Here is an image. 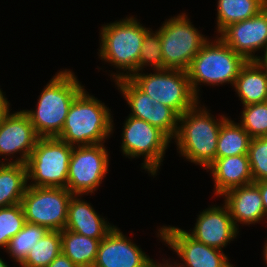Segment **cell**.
<instances>
[{
    "instance_id": "9c48e42d",
    "label": "cell",
    "mask_w": 267,
    "mask_h": 267,
    "mask_svg": "<svg viewBox=\"0 0 267 267\" xmlns=\"http://www.w3.org/2000/svg\"><path fill=\"white\" fill-rule=\"evenodd\" d=\"M123 127V155L128 158L143 156L141 168L155 176L164 160L165 150L172 140L159 128L132 116L126 118Z\"/></svg>"
},
{
    "instance_id": "e0dca14e",
    "label": "cell",
    "mask_w": 267,
    "mask_h": 267,
    "mask_svg": "<svg viewBox=\"0 0 267 267\" xmlns=\"http://www.w3.org/2000/svg\"><path fill=\"white\" fill-rule=\"evenodd\" d=\"M222 196L237 229L238 223L250 225L264 219L262 196L254 183L231 189Z\"/></svg>"
},
{
    "instance_id": "ba28073f",
    "label": "cell",
    "mask_w": 267,
    "mask_h": 267,
    "mask_svg": "<svg viewBox=\"0 0 267 267\" xmlns=\"http://www.w3.org/2000/svg\"><path fill=\"white\" fill-rule=\"evenodd\" d=\"M164 69L187 70L208 41L185 13L166 19L159 29ZM204 36V37H203Z\"/></svg>"
},
{
    "instance_id": "ac0fdd59",
    "label": "cell",
    "mask_w": 267,
    "mask_h": 267,
    "mask_svg": "<svg viewBox=\"0 0 267 267\" xmlns=\"http://www.w3.org/2000/svg\"><path fill=\"white\" fill-rule=\"evenodd\" d=\"M205 170L212 174L217 196L254 182L248 154L216 158Z\"/></svg>"
},
{
    "instance_id": "9a60e30c",
    "label": "cell",
    "mask_w": 267,
    "mask_h": 267,
    "mask_svg": "<svg viewBox=\"0 0 267 267\" xmlns=\"http://www.w3.org/2000/svg\"><path fill=\"white\" fill-rule=\"evenodd\" d=\"M131 241L115 226L100 241L93 267H150L153 259Z\"/></svg>"
},
{
    "instance_id": "277c9868",
    "label": "cell",
    "mask_w": 267,
    "mask_h": 267,
    "mask_svg": "<svg viewBox=\"0 0 267 267\" xmlns=\"http://www.w3.org/2000/svg\"><path fill=\"white\" fill-rule=\"evenodd\" d=\"M149 29L131 16L102 25L99 58L126 72L112 73L114 82L122 78H130L138 72L141 47Z\"/></svg>"
},
{
    "instance_id": "74e56055",
    "label": "cell",
    "mask_w": 267,
    "mask_h": 267,
    "mask_svg": "<svg viewBox=\"0 0 267 267\" xmlns=\"http://www.w3.org/2000/svg\"><path fill=\"white\" fill-rule=\"evenodd\" d=\"M265 245H264V250H263V254H264V263H266V265H267V241H266V243H264Z\"/></svg>"
},
{
    "instance_id": "f1b7e54d",
    "label": "cell",
    "mask_w": 267,
    "mask_h": 267,
    "mask_svg": "<svg viewBox=\"0 0 267 267\" xmlns=\"http://www.w3.org/2000/svg\"><path fill=\"white\" fill-rule=\"evenodd\" d=\"M26 224L20 203L0 208V247L6 249L9 241Z\"/></svg>"
},
{
    "instance_id": "7a4b0ae2",
    "label": "cell",
    "mask_w": 267,
    "mask_h": 267,
    "mask_svg": "<svg viewBox=\"0 0 267 267\" xmlns=\"http://www.w3.org/2000/svg\"><path fill=\"white\" fill-rule=\"evenodd\" d=\"M198 104L179 116L174 139L181 156L206 169L216 159L220 127L228 117L214 119L205 106Z\"/></svg>"
},
{
    "instance_id": "4fadbf2b",
    "label": "cell",
    "mask_w": 267,
    "mask_h": 267,
    "mask_svg": "<svg viewBox=\"0 0 267 267\" xmlns=\"http://www.w3.org/2000/svg\"><path fill=\"white\" fill-rule=\"evenodd\" d=\"M220 39L246 61H260L259 49L267 51V6L257 15L228 25L220 33Z\"/></svg>"
},
{
    "instance_id": "7c38bea8",
    "label": "cell",
    "mask_w": 267,
    "mask_h": 267,
    "mask_svg": "<svg viewBox=\"0 0 267 267\" xmlns=\"http://www.w3.org/2000/svg\"><path fill=\"white\" fill-rule=\"evenodd\" d=\"M158 237L179 256L183 267H234L223 250L215 249L191 237L186 230L163 226Z\"/></svg>"
},
{
    "instance_id": "ffe728a7",
    "label": "cell",
    "mask_w": 267,
    "mask_h": 267,
    "mask_svg": "<svg viewBox=\"0 0 267 267\" xmlns=\"http://www.w3.org/2000/svg\"><path fill=\"white\" fill-rule=\"evenodd\" d=\"M243 106L267 102V69L260 61H247L234 83Z\"/></svg>"
},
{
    "instance_id": "3957f363",
    "label": "cell",
    "mask_w": 267,
    "mask_h": 267,
    "mask_svg": "<svg viewBox=\"0 0 267 267\" xmlns=\"http://www.w3.org/2000/svg\"><path fill=\"white\" fill-rule=\"evenodd\" d=\"M112 118L109 107L83 89L72 102L56 138L72 146L104 143L113 132Z\"/></svg>"
},
{
    "instance_id": "5bb4252c",
    "label": "cell",
    "mask_w": 267,
    "mask_h": 267,
    "mask_svg": "<svg viewBox=\"0 0 267 267\" xmlns=\"http://www.w3.org/2000/svg\"><path fill=\"white\" fill-rule=\"evenodd\" d=\"M40 137L37 135L29 117L23 111L9 113L0 125V156H13L18 152L20 157L15 160L6 157L0 163H18L26 165L27 160ZM9 160V162H8Z\"/></svg>"
},
{
    "instance_id": "f546056e",
    "label": "cell",
    "mask_w": 267,
    "mask_h": 267,
    "mask_svg": "<svg viewBox=\"0 0 267 267\" xmlns=\"http://www.w3.org/2000/svg\"><path fill=\"white\" fill-rule=\"evenodd\" d=\"M145 66H151L153 70L164 69L159 30L154 32L150 28L144 36L138 61V72Z\"/></svg>"
},
{
    "instance_id": "4316f807",
    "label": "cell",
    "mask_w": 267,
    "mask_h": 267,
    "mask_svg": "<svg viewBox=\"0 0 267 267\" xmlns=\"http://www.w3.org/2000/svg\"><path fill=\"white\" fill-rule=\"evenodd\" d=\"M45 227L26 222L24 227L10 239L6 253L8 252L15 262L20 264L36 243L48 232Z\"/></svg>"
},
{
    "instance_id": "f35d334b",
    "label": "cell",
    "mask_w": 267,
    "mask_h": 267,
    "mask_svg": "<svg viewBox=\"0 0 267 267\" xmlns=\"http://www.w3.org/2000/svg\"><path fill=\"white\" fill-rule=\"evenodd\" d=\"M0 267H8L7 263H5L0 257Z\"/></svg>"
},
{
    "instance_id": "836d02e7",
    "label": "cell",
    "mask_w": 267,
    "mask_h": 267,
    "mask_svg": "<svg viewBox=\"0 0 267 267\" xmlns=\"http://www.w3.org/2000/svg\"><path fill=\"white\" fill-rule=\"evenodd\" d=\"M9 106V101H7V98H5L3 92L0 89V125L10 112Z\"/></svg>"
},
{
    "instance_id": "7402d4cb",
    "label": "cell",
    "mask_w": 267,
    "mask_h": 267,
    "mask_svg": "<svg viewBox=\"0 0 267 267\" xmlns=\"http://www.w3.org/2000/svg\"><path fill=\"white\" fill-rule=\"evenodd\" d=\"M100 240L64 229L61 231V250L77 267H93Z\"/></svg>"
},
{
    "instance_id": "d590c367",
    "label": "cell",
    "mask_w": 267,
    "mask_h": 267,
    "mask_svg": "<svg viewBox=\"0 0 267 267\" xmlns=\"http://www.w3.org/2000/svg\"><path fill=\"white\" fill-rule=\"evenodd\" d=\"M173 264L170 263V261L168 262V260H165L163 263H158L152 260L150 267H183L180 263H177L175 261Z\"/></svg>"
},
{
    "instance_id": "44dd1931",
    "label": "cell",
    "mask_w": 267,
    "mask_h": 267,
    "mask_svg": "<svg viewBox=\"0 0 267 267\" xmlns=\"http://www.w3.org/2000/svg\"><path fill=\"white\" fill-rule=\"evenodd\" d=\"M27 183L26 165L0 163V208L21 203Z\"/></svg>"
},
{
    "instance_id": "2e32d148",
    "label": "cell",
    "mask_w": 267,
    "mask_h": 267,
    "mask_svg": "<svg viewBox=\"0 0 267 267\" xmlns=\"http://www.w3.org/2000/svg\"><path fill=\"white\" fill-rule=\"evenodd\" d=\"M195 227L187 232L195 240L215 249L222 250L239 233L226 205L210 206L196 219Z\"/></svg>"
},
{
    "instance_id": "83f0119b",
    "label": "cell",
    "mask_w": 267,
    "mask_h": 267,
    "mask_svg": "<svg viewBox=\"0 0 267 267\" xmlns=\"http://www.w3.org/2000/svg\"><path fill=\"white\" fill-rule=\"evenodd\" d=\"M240 125L251 138L267 137V102L243 106Z\"/></svg>"
},
{
    "instance_id": "8fae6325",
    "label": "cell",
    "mask_w": 267,
    "mask_h": 267,
    "mask_svg": "<svg viewBox=\"0 0 267 267\" xmlns=\"http://www.w3.org/2000/svg\"><path fill=\"white\" fill-rule=\"evenodd\" d=\"M103 144L73 146L66 187L72 194L91 195L106 177L109 154Z\"/></svg>"
},
{
    "instance_id": "cb8c5ba5",
    "label": "cell",
    "mask_w": 267,
    "mask_h": 267,
    "mask_svg": "<svg viewBox=\"0 0 267 267\" xmlns=\"http://www.w3.org/2000/svg\"><path fill=\"white\" fill-rule=\"evenodd\" d=\"M251 137L239 123L227 118L220 127L216 158L248 154Z\"/></svg>"
},
{
    "instance_id": "484cf974",
    "label": "cell",
    "mask_w": 267,
    "mask_h": 267,
    "mask_svg": "<svg viewBox=\"0 0 267 267\" xmlns=\"http://www.w3.org/2000/svg\"><path fill=\"white\" fill-rule=\"evenodd\" d=\"M118 89L131 108L132 116L150 124L151 108H154L155 100L145 94L130 78H122L115 81Z\"/></svg>"
},
{
    "instance_id": "8992f818",
    "label": "cell",
    "mask_w": 267,
    "mask_h": 267,
    "mask_svg": "<svg viewBox=\"0 0 267 267\" xmlns=\"http://www.w3.org/2000/svg\"><path fill=\"white\" fill-rule=\"evenodd\" d=\"M152 74L134 73L130 79L155 102L172 108L179 116L199 102L187 72L179 69H156Z\"/></svg>"
},
{
    "instance_id": "52a82bcc",
    "label": "cell",
    "mask_w": 267,
    "mask_h": 267,
    "mask_svg": "<svg viewBox=\"0 0 267 267\" xmlns=\"http://www.w3.org/2000/svg\"><path fill=\"white\" fill-rule=\"evenodd\" d=\"M72 149L56 137L39 138L26 163L28 186L66 188Z\"/></svg>"
},
{
    "instance_id": "d6986e66",
    "label": "cell",
    "mask_w": 267,
    "mask_h": 267,
    "mask_svg": "<svg viewBox=\"0 0 267 267\" xmlns=\"http://www.w3.org/2000/svg\"><path fill=\"white\" fill-rule=\"evenodd\" d=\"M78 197L82 195L73 194L70 198L65 229L101 241L115 226L105 221L87 201Z\"/></svg>"
},
{
    "instance_id": "1f68e13d",
    "label": "cell",
    "mask_w": 267,
    "mask_h": 267,
    "mask_svg": "<svg viewBox=\"0 0 267 267\" xmlns=\"http://www.w3.org/2000/svg\"><path fill=\"white\" fill-rule=\"evenodd\" d=\"M179 115L170 107L154 103L150 112V124L163 131L171 140L175 138L178 131Z\"/></svg>"
},
{
    "instance_id": "6da1fadb",
    "label": "cell",
    "mask_w": 267,
    "mask_h": 267,
    "mask_svg": "<svg viewBox=\"0 0 267 267\" xmlns=\"http://www.w3.org/2000/svg\"><path fill=\"white\" fill-rule=\"evenodd\" d=\"M83 89L72 71H59L41 91L36 110H23L40 138L61 133L69 108Z\"/></svg>"
},
{
    "instance_id": "30bf717a",
    "label": "cell",
    "mask_w": 267,
    "mask_h": 267,
    "mask_svg": "<svg viewBox=\"0 0 267 267\" xmlns=\"http://www.w3.org/2000/svg\"><path fill=\"white\" fill-rule=\"evenodd\" d=\"M72 193L67 188L27 186L21 200L26 222L62 231Z\"/></svg>"
},
{
    "instance_id": "e575fe53",
    "label": "cell",
    "mask_w": 267,
    "mask_h": 267,
    "mask_svg": "<svg viewBox=\"0 0 267 267\" xmlns=\"http://www.w3.org/2000/svg\"><path fill=\"white\" fill-rule=\"evenodd\" d=\"M258 188L262 196L265 216H267V180L253 182Z\"/></svg>"
},
{
    "instance_id": "d6a6232c",
    "label": "cell",
    "mask_w": 267,
    "mask_h": 267,
    "mask_svg": "<svg viewBox=\"0 0 267 267\" xmlns=\"http://www.w3.org/2000/svg\"><path fill=\"white\" fill-rule=\"evenodd\" d=\"M47 267H77L62 252Z\"/></svg>"
},
{
    "instance_id": "d4e9b609",
    "label": "cell",
    "mask_w": 267,
    "mask_h": 267,
    "mask_svg": "<svg viewBox=\"0 0 267 267\" xmlns=\"http://www.w3.org/2000/svg\"><path fill=\"white\" fill-rule=\"evenodd\" d=\"M61 252V231H48L19 266L47 267Z\"/></svg>"
},
{
    "instance_id": "5b68a950",
    "label": "cell",
    "mask_w": 267,
    "mask_h": 267,
    "mask_svg": "<svg viewBox=\"0 0 267 267\" xmlns=\"http://www.w3.org/2000/svg\"><path fill=\"white\" fill-rule=\"evenodd\" d=\"M213 41L208 40L204 44L186 70L192 90L198 98L200 83L210 86L230 83L233 87L241 67L247 62L218 35Z\"/></svg>"
},
{
    "instance_id": "603a6c76",
    "label": "cell",
    "mask_w": 267,
    "mask_h": 267,
    "mask_svg": "<svg viewBox=\"0 0 267 267\" xmlns=\"http://www.w3.org/2000/svg\"><path fill=\"white\" fill-rule=\"evenodd\" d=\"M217 33L228 25L257 15L267 6V0H218Z\"/></svg>"
},
{
    "instance_id": "8d00e7d4",
    "label": "cell",
    "mask_w": 267,
    "mask_h": 267,
    "mask_svg": "<svg viewBox=\"0 0 267 267\" xmlns=\"http://www.w3.org/2000/svg\"><path fill=\"white\" fill-rule=\"evenodd\" d=\"M260 62H261V63L266 67V69H267V51H266V53L264 54V56L262 55Z\"/></svg>"
},
{
    "instance_id": "4dcf8cb0",
    "label": "cell",
    "mask_w": 267,
    "mask_h": 267,
    "mask_svg": "<svg viewBox=\"0 0 267 267\" xmlns=\"http://www.w3.org/2000/svg\"><path fill=\"white\" fill-rule=\"evenodd\" d=\"M248 157L253 181L267 180V137L251 138Z\"/></svg>"
}]
</instances>
